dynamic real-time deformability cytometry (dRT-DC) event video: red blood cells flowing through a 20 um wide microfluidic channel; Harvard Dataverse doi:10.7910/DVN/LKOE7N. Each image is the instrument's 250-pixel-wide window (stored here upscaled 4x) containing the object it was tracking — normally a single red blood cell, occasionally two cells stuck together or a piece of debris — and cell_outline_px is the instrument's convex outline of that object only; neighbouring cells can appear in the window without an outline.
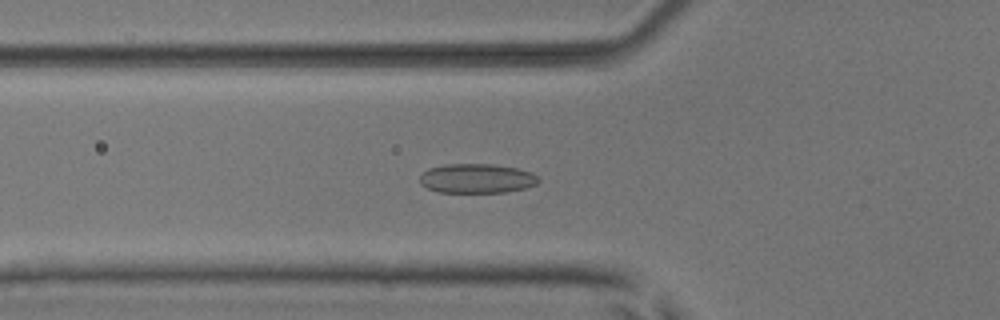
{"species": "common noctule bat (a hibernating species)", "species_latin": "Nyctalus noctula", "temperature_condition": "room temperature", "stored_images_in_passage": 53, "segment_of_instrument_passage": [1, 2], "camera_frame_rate_fps": 3000, "um_per_image_px": 0.085, "animal": {"sex": "male", "body_mass_g": 17.9, "forearm_length_mm": 54.2}, "frame": {"image": 1, "passage_image": 18, "time_ms": 5.667, "image_size_px": [1000, 320], "cell_outline_px": [[540, 180], [536, 184], [524, 188], [508, 192], [440, 192], [428, 188], [420, 184], [420, 176], [428, 168], [444, 164], [492, 164], [516, 168], [532, 172]], "centroid_in_image_um": [40.52, 15.16], "position_along_channel_um": 85.3, "area_um2": 20.29}}
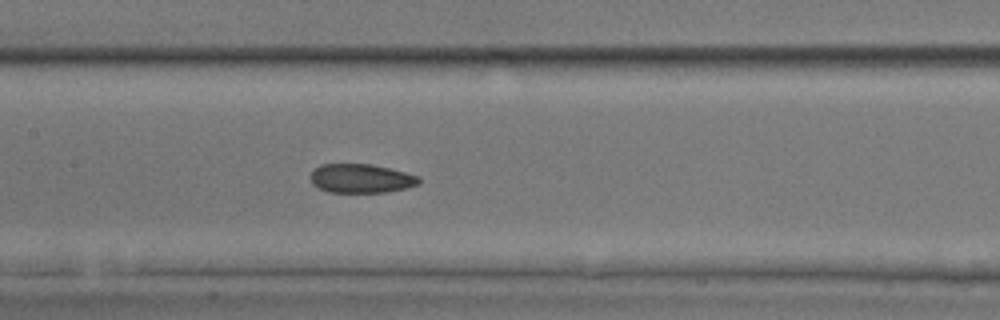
{"frame": {"image": 2, "passage_image": 25, "time_ms": 8.0, "image_size_px": [1000, 320], "cell_outline_px": [[420, 184], [388, 192], [328, 192], [316, 188], [312, 184], [312, 172], [320, 164], [372, 164], [420, 176]], "centroid_in_image_um": [30.69, 15.17], "position_along_channel_um": 176.7, "area_um2": 18.26}}
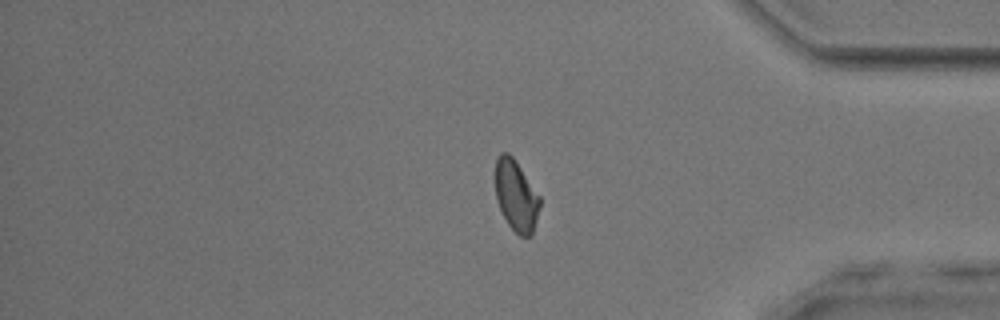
{"frame": {"image": 3, "passage_image": 43, "time_ms": 14.0, "image_size_px": [1000, 320], "cell_outline_px": [[540, 204], [532, 236], [520, 236], [508, 224], [500, 208], [496, 196], [496, 156], [500, 152], [508, 152], [516, 160], [540, 196]], "centroid_in_image_um": [43.87, 16.6], "position_along_channel_um": 391.3, "area_um2": 18.32}}